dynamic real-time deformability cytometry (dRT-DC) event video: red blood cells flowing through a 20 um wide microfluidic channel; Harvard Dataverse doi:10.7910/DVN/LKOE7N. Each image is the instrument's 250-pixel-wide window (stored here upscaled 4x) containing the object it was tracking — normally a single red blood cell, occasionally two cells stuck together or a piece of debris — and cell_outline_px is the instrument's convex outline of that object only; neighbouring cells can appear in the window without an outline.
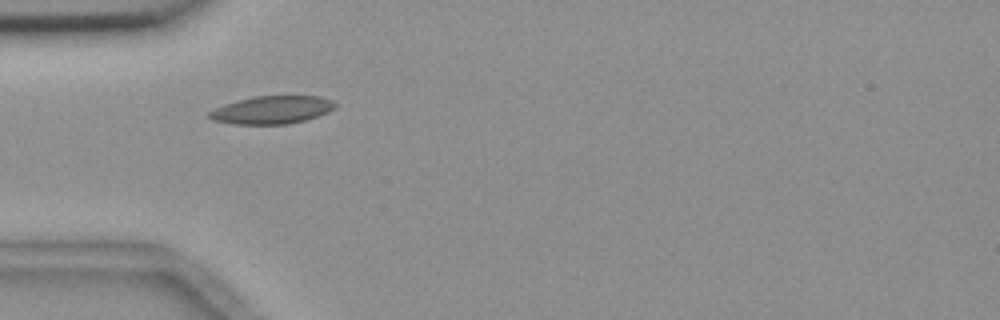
{"species": "common noctule bat (a hibernating species)", "species_latin": "Nyctalus noctula", "temperature_condition": "room temperature", "stored_images_in_passage": 4, "camera_frame_rate_fps": 3000, "um_per_image_px": 0.085, "animal": {"sex": "female", "body_mass_g": 18.4}, "frame": {"image": 1, "passage_image": 1, "time_ms": 0.0, "image_size_px": [1000, 320], "cell_outline_px": [[336, 108], [328, 112], [304, 120], [288, 124], [232, 124], [212, 120], [208, 116], [208, 112], [224, 104], [236, 100], [252, 96], [320, 96], [332, 100], [336, 104]], "centroid_in_image_um": [23.1, 9.33], "position_along_channel_um": 61.9, "area_um2": 20.52}}
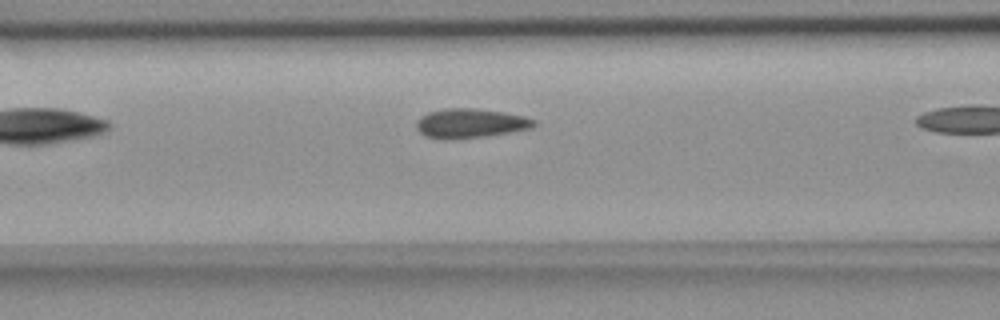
{"frame": {"image": 2, "passage_image": 3, "time_ms": 0.667, "image_size_px": [1000, 320], "cell_outline_px": [[536, 124], [532, 128], [512, 132], [484, 136], [448, 140], [444, 140], [424, 136], [416, 128], [416, 120], [420, 116], [428, 112], [444, 108], [472, 108], [500, 112], [524, 116], [536, 120]], "centroid_in_image_um": [39.93, 10.49], "position_along_channel_um": 126.7, "area_um2": 20.23}}